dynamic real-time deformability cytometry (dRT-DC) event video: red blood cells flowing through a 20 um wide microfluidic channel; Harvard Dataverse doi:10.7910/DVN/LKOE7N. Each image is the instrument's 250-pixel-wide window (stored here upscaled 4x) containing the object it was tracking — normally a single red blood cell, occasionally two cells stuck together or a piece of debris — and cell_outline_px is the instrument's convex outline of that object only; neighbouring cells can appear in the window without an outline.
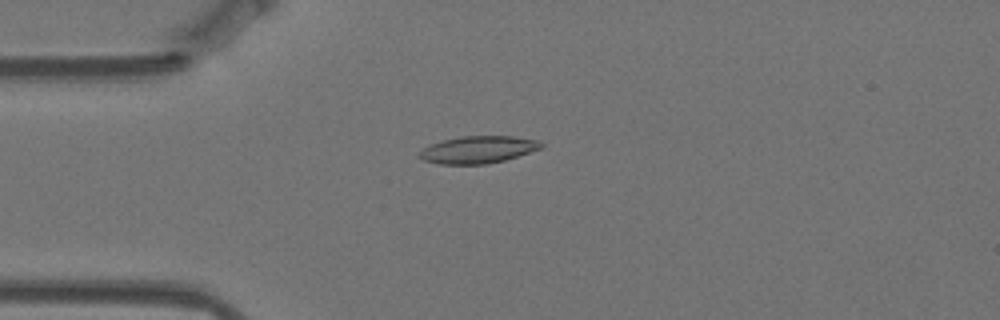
{"species": "Egyptian fruit bat (a non-hibernating species)", "species_latin": "Rousettus aegyptiacus", "temperature_condition": "warm", "stored_images_in_passage": 57, "camera_frame_rate_fps": 3000, "um_per_image_px": 0.085, "animal": {"sex": "female"}, "frame": {"image": 1, "passage_image": 14, "time_ms": 4.333, "image_size_px": [1000, 320], "cell_outline_px": [[544, 148], [504, 160], [484, 164], [440, 164], [424, 160], [416, 156], [424, 148], [432, 144], [444, 140], [460, 136], [512, 136], [540, 140], [544, 144]], "centroid_in_image_um": [40.68, 12.71], "position_along_channel_um": 44.3, "area_um2": 19.31}}
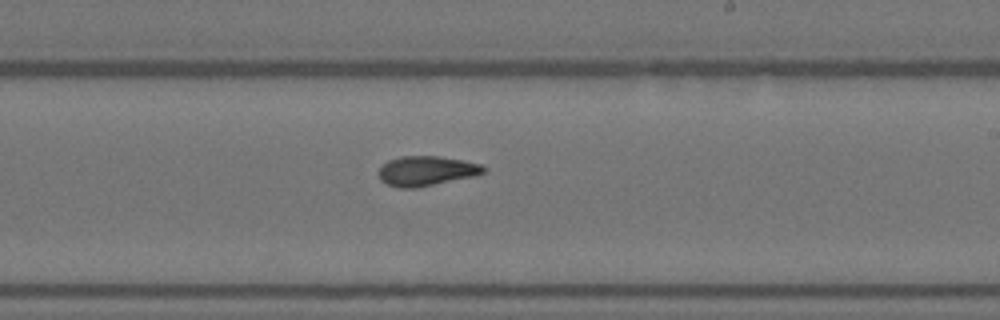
{"frame": {"image": 2, "passage_image": 33, "time_ms": 10.667, "image_size_px": [1000, 320], "cell_outline_px": [[488, 168], [484, 172], [476, 176], [416, 188], [396, 188], [380, 180], [380, 168], [388, 160], [400, 156], [440, 156], [480, 164]], "centroid_in_image_um": [36.26, 14.53], "position_along_channel_um": 252.7, "area_um2": 18.21}}
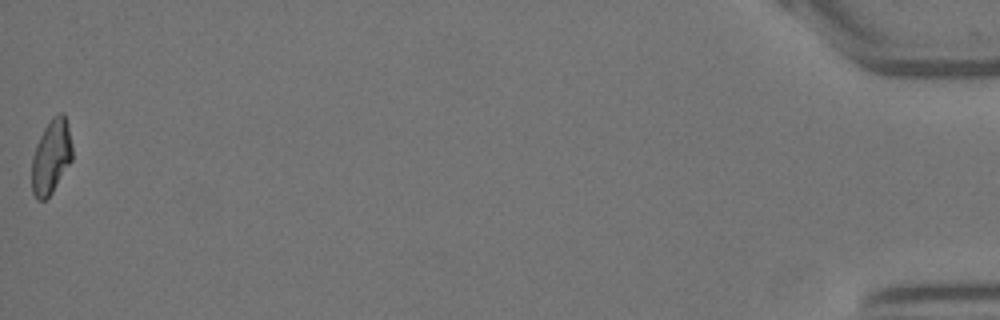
{"frame": {"image": 3, "passage_image": 57, "time_ms": 18.667, "image_size_px": [1000, 320], "cell_outline_px": [[72, 160], [52, 192], [44, 200], [36, 200], [32, 192], [32, 156], [36, 144], [44, 128], [52, 116], [60, 112], [64, 112], [68, 124], [72, 144]], "centroid_in_image_um": [4.35, 13.29], "position_along_channel_um": 430.8, "area_um2": 17.63}, "authors_computed_cell_mechanics": {"area_um2": 18.207, "velocity_mm_per_s": 3.5128, "shape_relaxation_time_tau1_ms": null, "shape_relaxation_time_tau2_ms": 3.8275, "deformation_change_tau1": null, "deformation_change_tau2": 0.1093}}